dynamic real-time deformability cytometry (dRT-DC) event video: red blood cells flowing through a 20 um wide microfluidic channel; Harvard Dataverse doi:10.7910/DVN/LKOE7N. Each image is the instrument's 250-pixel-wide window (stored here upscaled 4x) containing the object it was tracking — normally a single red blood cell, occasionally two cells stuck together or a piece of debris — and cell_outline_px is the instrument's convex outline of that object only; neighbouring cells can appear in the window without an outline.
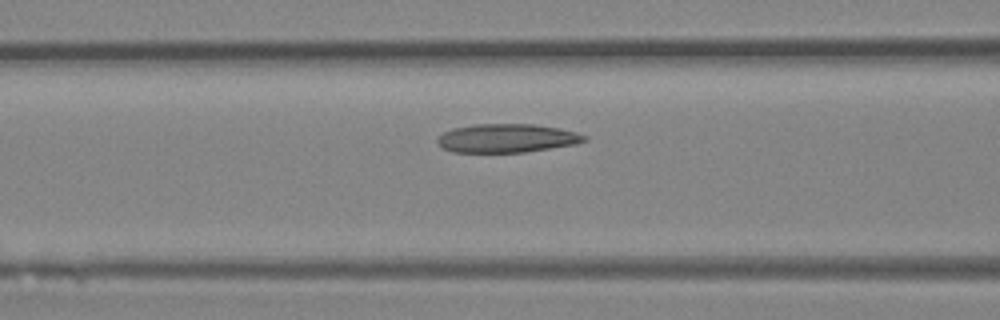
{"species": "Egyptian fruit bat (a non-hibernating species)", "species_latin": "Rousettus aegyptiacus", "temperature_condition": "room temperature", "stored_images_in_passage": 4, "camera_frame_rate_fps": 3000, "um_per_image_px": 0.085, "animal": {"sex": "female"}, "frame": {"image": 1, "passage_image": 4, "time_ms": 4.333, "image_size_px": [1000, 320], "cell_outline_px": [[588, 140], [576, 144], [524, 152], [452, 152], [444, 148], [436, 140], [444, 132], [452, 128], [476, 124], [532, 124], [560, 128], [576, 132], [588, 136]], "centroid_in_image_um": [43.12, 11.74], "position_along_channel_um": 123.5, "area_um2": 24.45}}